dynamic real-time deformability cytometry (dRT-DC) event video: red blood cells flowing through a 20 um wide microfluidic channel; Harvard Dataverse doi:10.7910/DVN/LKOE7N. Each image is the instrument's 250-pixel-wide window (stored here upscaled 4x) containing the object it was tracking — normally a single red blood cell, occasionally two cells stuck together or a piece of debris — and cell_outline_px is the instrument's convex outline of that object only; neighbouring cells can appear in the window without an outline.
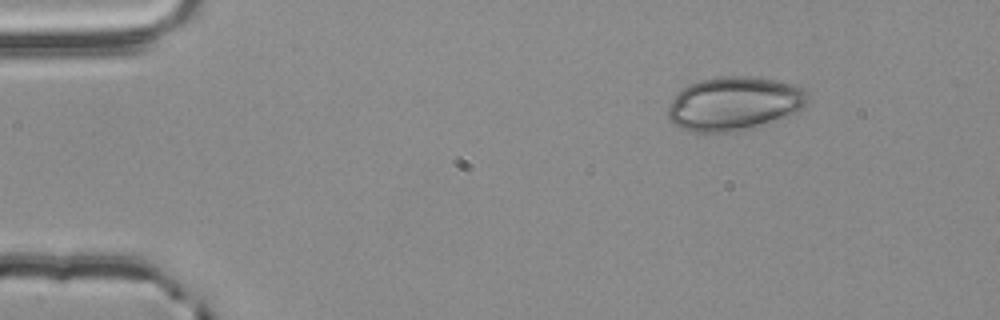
{"species": "common noctule bat (a hibernating species)", "species_latin": "Nyctalus noctula", "temperature_condition": "room temperature", "stored_images_in_passage": 48, "camera_frame_rate_fps": 3000, "um_per_image_px": 0.085, "animal": {"sex": "male", "body_mass_g": 20.4}, "frame": {"image": 1, "passage_image": 1, "time_ms": 0.0, "image_size_px": [1000, 320], "cell_outline_px": [[808, 100], [796, 112], [752, 128], [736, 132], [692, 132], [680, 128], [672, 124], [668, 120], [668, 104], [688, 84], [700, 80], [720, 76], [752, 76], [796, 84], [804, 88], [808, 96]], "centroid_in_image_um": [62.38, 8.81], "position_along_channel_um": 22.6, "area_um2": 43.81}}
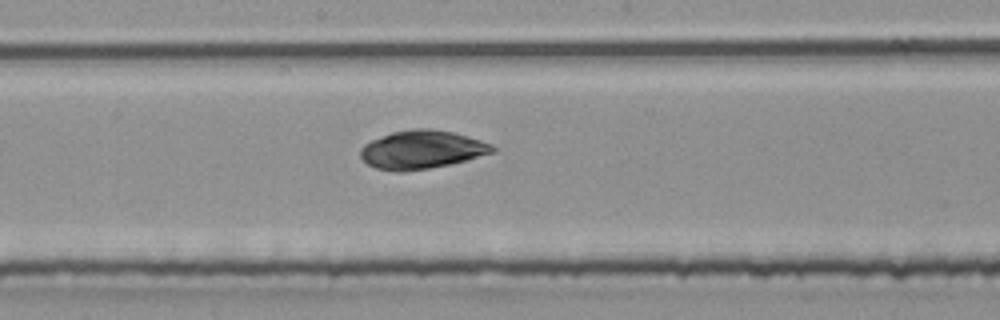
{"frame": {"image": 2, "passage_image": 23, "time_ms": 7.333, "image_size_px": [1000, 320], "cell_outline_px": [[496, 152], [468, 160], [428, 168], [404, 172], [400, 172], [376, 168], [368, 164], [360, 156], [360, 148], [364, 144], [372, 140], [392, 132], [412, 128], [428, 128], [452, 132], [468, 136], [492, 144], [496, 148]], "centroid_in_image_um": [35.87, 12.71], "position_along_channel_um": 212.3, "area_um2": 29.54}}
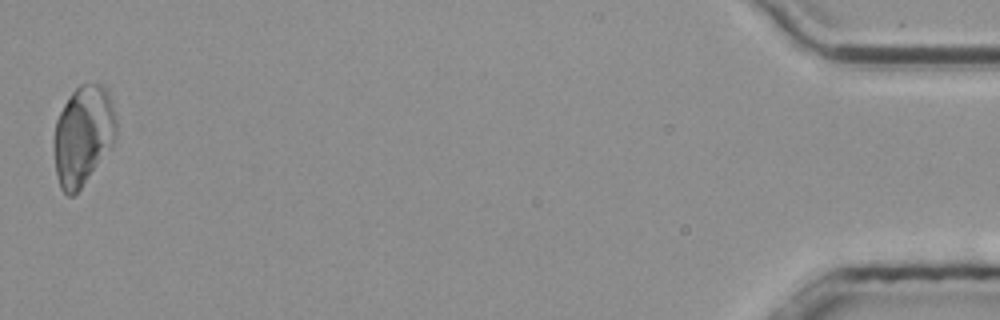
{"frame": {"image": 3, "passage_image": 48, "time_ms": 15.667, "image_size_px": [1000, 320], "cell_outline_px": [[116, 140], [80, 188], [72, 196], [68, 196], [60, 188], [56, 172], [52, 144], [52, 140], [56, 120], [64, 104], [72, 92], [80, 84], [100, 84], [108, 92], [112, 104], [116, 120]], "centroid_in_image_um": [7.03, 11.51], "position_along_channel_um": 428.2, "area_um2": 36.01}}